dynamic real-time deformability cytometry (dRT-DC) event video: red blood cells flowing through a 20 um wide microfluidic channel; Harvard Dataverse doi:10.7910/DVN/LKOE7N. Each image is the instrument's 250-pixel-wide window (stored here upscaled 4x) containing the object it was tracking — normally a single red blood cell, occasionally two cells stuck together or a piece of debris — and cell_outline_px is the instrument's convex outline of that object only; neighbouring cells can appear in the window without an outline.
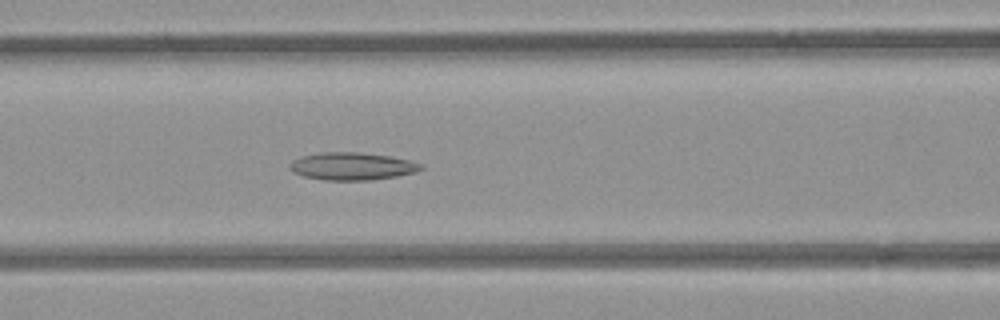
{"species": "common noctule bat (a hibernating species)", "species_latin": "Nyctalus noctula", "temperature_condition": "room temperature", "stored_images_in_passage": 18, "camera_frame_rate_fps": 3000, "um_per_image_px": 0.085, "animal": {"sex": "female", "body_mass_g": 21.9}, "frame": {"image": 1, "passage_image": 6, "time_ms": 1.667, "image_size_px": [1000, 320], "cell_outline_px": [[424, 168], [416, 172], [396, 176], [372, 180], [324, 180], [304, 176], [292, 172], [292, 160], [304, 156], [320, 152], [356, 152], [388, 156], [412, 160], [424, 164]], "centroid_in_image_um": [30.0, 14.13], "position_along_channel_um": 136.6, "area_um2": 20.98}}
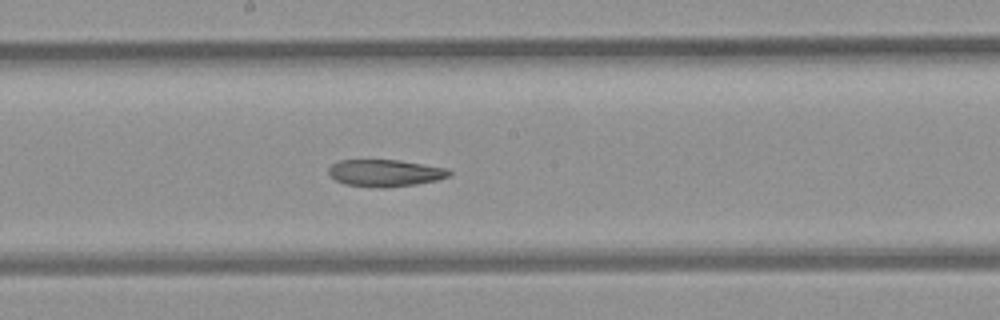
{"frame": {"image": 2, "passage_image": 12, "time_ms": 3.667, "image_size_px": [1000, 320], "cell_outline_px": [[452, 172], [448, 176], [436, 180], [416, 184], [384, 188], [376, 188], [344, 184], [336, 180], [328, 172], [328, 168], [332, 164], [340, 160], [400, 160], [448, 168]], "centroid_in_image_um": [32.73, 14.7], "position_along_channel_um": 215.5, "area_um2": 19.02}}
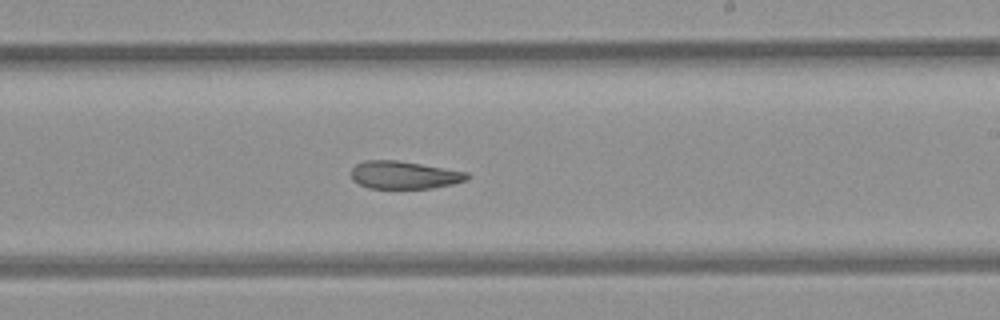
{"frame": {"image": 3, "passage_image": 15, "time_ms": 4.667, "image_size_px": [1000, 320], "cell_outline_px": [[468, 180], [452, 184], [432, 188], [368, 188], [352, 180], [352, 168], [356, 164], [364, 160], [400, 160], [468, 172]], "centroid_in_image_um": [34.35, 14.86], "position_along_channel_um": 254.6, "area_um2": 18.79}}